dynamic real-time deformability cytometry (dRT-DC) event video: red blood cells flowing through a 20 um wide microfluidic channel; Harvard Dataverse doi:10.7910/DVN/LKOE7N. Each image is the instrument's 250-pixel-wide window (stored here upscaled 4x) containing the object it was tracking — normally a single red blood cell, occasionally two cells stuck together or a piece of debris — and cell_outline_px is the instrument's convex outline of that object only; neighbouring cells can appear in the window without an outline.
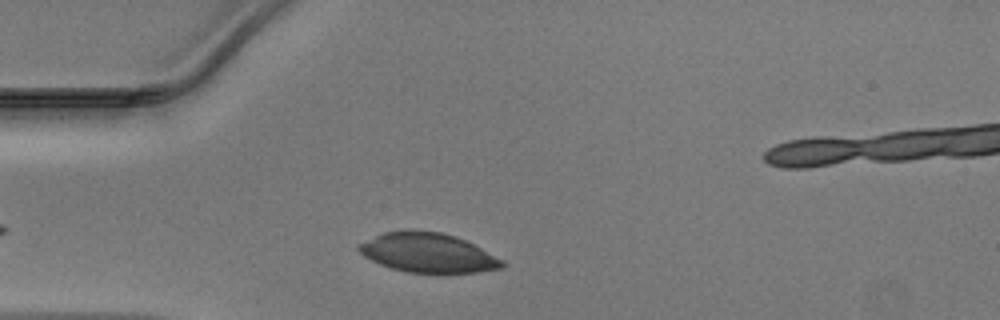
{"species": "Egyptian fruit bat (a non-hibernating species)", "species_latin": "Rousettus aegyptiacus", "temperature_condition": "warm", "stored_images_in_passage": 30, "camera_frame_rate_fps": 3000, "um_per_image_px": 0.085, "animal": {"sex": "male"}, "frame": {"image": 1, "passage_image": 4, "time_ms": 1.0, "image_size_px": [1000, 320], "cell_outline_px": [[508, 264], [504, 268], [476, 272], [408, 272], [392, 268], [380, 264], [364, 256], [356, 248], [360, 244], [384, 232], [412, 228], [440, 232], [456, 236], [504, 260]], "centroid_in_image_um": [36.39, 21.47], "position_along_channel_um": 48.6, "area_um2": 32.77}}
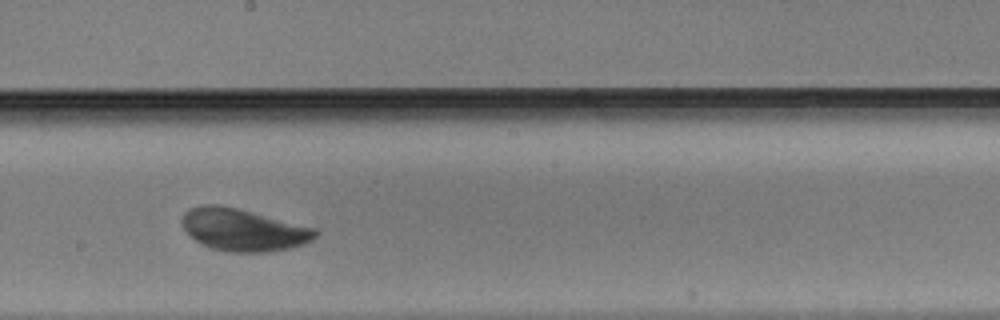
{"frame": {"image": 2, "passage_image": 18, "time_ms": 5.667, "image_size_px": [1000, 320], "cell_outline_px": [[320, 232], [312, 240], [304, 244], [288, 248], [264, 252], [228, 252], [208, 248], [200, 244], [180, 224], [180, 220], [184, 212], [188, 208], [204, 204], [216, 204], [236, 208], [316, 228]], "centroid_in_image_um": [20.64, 19.53], "position_along_channel_um": 227.6, "area_um2": 32.89}}
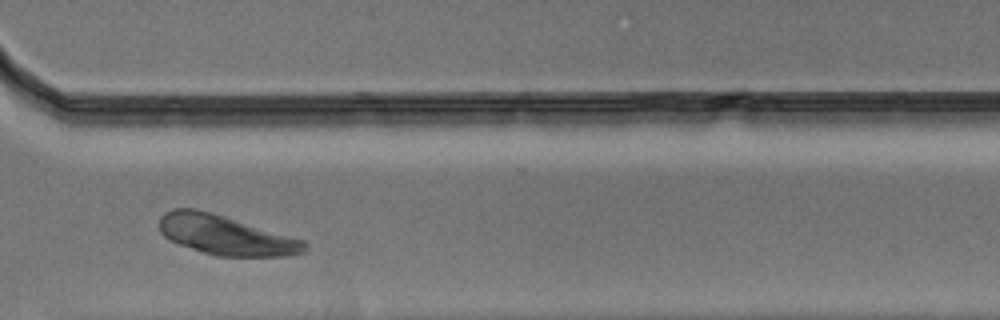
{"frame": {"image": 3, "passage_image": 27, "time_ms": 8.667, "image_size_px": [1000, 320], "cell_outline_px": [[308, 252], [288, 256], [216, 256], [168, 240], [160, 232], [160, 216], [164, 212], [172, 208], [196, 208], [212, 212], [304, 240], [308, 244]], "centroid_in_image_um": [19.2, 19.98], "position_along_channel_um": 351.4, "area_um2": 33.64}}